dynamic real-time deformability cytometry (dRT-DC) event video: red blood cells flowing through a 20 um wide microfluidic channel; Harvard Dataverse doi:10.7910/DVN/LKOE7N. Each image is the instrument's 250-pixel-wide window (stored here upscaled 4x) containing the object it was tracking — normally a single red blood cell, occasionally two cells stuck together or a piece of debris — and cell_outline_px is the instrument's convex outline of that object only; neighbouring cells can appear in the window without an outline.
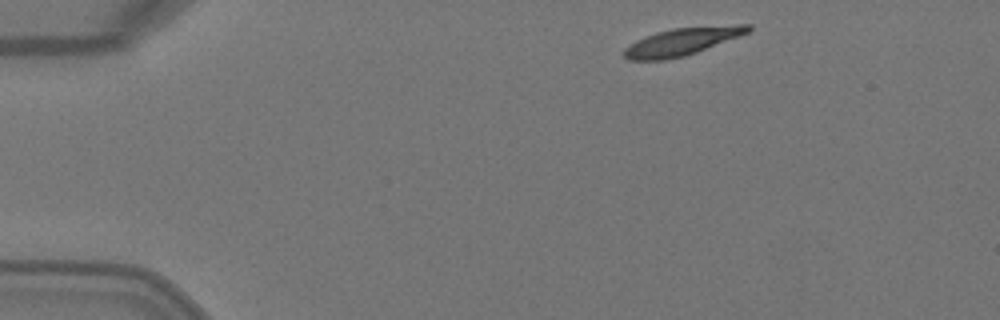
{"species": "Egyptian fruit bat (a non-hibernating species)", "species_latin": "Rousettus aegyptiacus", "temperature_condition": "warm", "stored_images_in_passage": 4, "camera_frame_rate_fps": 3000, "um_per_image_px": 0.085, "animal": {"sex": "female"}, "frame": {"image": 1, "passage_image": 1, "time_ms": 0.0, "image_size_px": [1000, 320], "cell_outline_px": [[752, 28], [748, 32], [740, 36], [696, 52], [684, 56], [664, 60], [628, 60], [624, 56], [624, 48], [636, 40], [644, 36], [656, 32], [672, 28], [736, 24], [752, 24]], "centroid_in_image_um": [57.98, 3.52], "position_along_channel_um": 27.0, "area_um2": 19.94}}
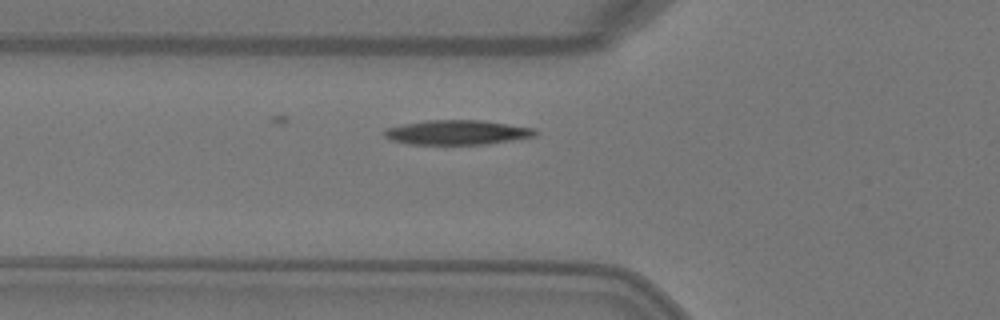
{"frame": {"image": 2, "passage_image": 4, "time_ms": 1.0, "image_size_px": [1000, 320], "cell_outline_px": [[536, 136], [488, 144], [408, 144], [392, 140], [384, 136], [384, 132], [388, 128], [404, 124], [424, 120], [480, 120], [536, 128]], "centroid_in_image_um": [38.88, 11.25], "position_along_channel_um": 86.9, "area_um2": 21.5}}